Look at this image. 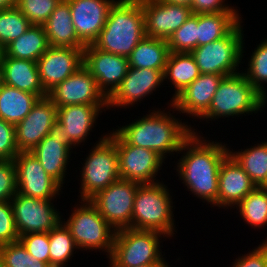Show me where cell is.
<instances>
[{
  "instance_id": "cell-1",
  "label": "cell",
  "mask_w": 267,
  "mask_h": 267,
  "mask_svg": "<svg viewBox=\"0 0 267 267\" xmlns=\"http://www.w3.org/2000/svg\"><path fill=\"white\" fill-rule=\"evenodd\" d=\"M196 133L182 144L179 152L185 153L178 160L177 171L189 191L217 206L219 169L230 149L221 142L203 140Z\"/></svg>"
},
{
  "instance_id": "cell-2",
  "label": "cell",
  "mask_w": 267,
  "mask_h": 267,
  "mask_svg": "<svg viewBox=\"0 0 267 267\" xmlns=\"http://www.w3.org/2000/svg\"><path fill=\"white\" fill-rule=\"evenodd\" d=\"M190 126V127H189ZM180 122L172 114L155 111L115 131L130 145L156 152L163 159L181 149L182 144L195 132L191 125Z\"/></svg>"
},
{
  "instance_id": "cell-3",
  "label": "cell",
  "mask_w": 267,
  "mask_h": 267,
  "mask_svg": "<svg viewBox=\"0 0 267 267\" xmlns=\"http://www.w3.org/2000/svg\"><path fill=\"white\" fill-rule=\"evenodd\" d=\"M145 36L141 1L116 0L104 28L92 45L102 51L128 58Z\"/></svg>"
},
{
  "instance_id": "cell-4",
  "label": "cell",
  "mask_w": 267,
  "mask_h": 267,
  "mask_svg": "<svg viewBox=\"0 0 267 267\" xmlns=\"http://www.w3.org/2000/svg\"><path fill=\"white\" fill-rule=\"evenodd\" d=\"M172 196L164 183L140 184L134 198L131 228L174 234Z\"/></svg>"
},
{
  "instance_id": "cell-5",
  "label": "cell",
  "mask_w": 267,
  "mask_h": 267,
  "mask_svg": "<svg viewBox=\"0 0 267 267\" xmlns=\"http://www.w3.org/2000/svg\"><path fill=\"white\" fill-rule=\"evenodd\" d=\"M266 103V99L247 81L243 72H239L221 80L208 111L200 119L214 120L256 113Z\"/></svg>"
},
{
  "instance_id": "cell-6",
  "label": "cell",
  "mask_w": 267,
  "mask_h": 267,
  "mask_svg": "<svg viewBox=\"0 0 267 267\" xmlns=\"http://www.w3.org/2000/svg\"><path fill=\"white\" fill-rule=\"evenodd\" d=\"M151 230L125 228L116 231L110 259L111 267H138L161 262L160 237Z\"/></svg>"
},
{
  "instance_id": "cell-7",
  "label": "cell",
  "mask_w": 267,
  "mask_h": 267,
  "mask_svg": "<svg viewBox=\"0 0 267 267\" xmlns=\"http://www.w3.org/2000/svg\"><path fill=\"white\" fill-rule=\"evenodd\" d=\"M72 212L64 222L78 249L102 250L111 255L116 230L100 215L97 208L89 201Z\"/></svg>"
},
{
  "instance_id": "cell-8",
  "label": "cell",
  "mask_w": 267,
  "mask_h": 267,
  "mask_svg": "<svg viewBox=\"0 0 267 267\" xmlns=\"http://www.w3.org/2000/svg\"><path fill=\"white\" fill-rule=\"evenodd\" d=\"M241 22L225 37L196 47L190 52L196 60L200 74H219L226 77L239 73L237 70L244 53Z\"/></svg>"
},
{
  "instance_id": "cell-9",
  "label": "cell",
  "mask_w": 267,
  "mask_h": 267,
  "mask_svg": "<svg viewBox=\"0 0 267 267\" xmlns=\"http://www.w3.org/2000/svg\"><path fill=\"white\" fill-rule=\"evenodd\" d=\"M81 201L90 200L99 191L120 179L116 144L104 135L91 149L81 170Z\"/></svg>"
},
{
  "instance_id": "cell-10",
  "label": "cell",
  "mask_w": 267,
  "mask_h": 267,
  "mask_svg": "<svg viewBox=\"0 0 267 267\" xmlns=\"http://www.w3.org/2000/svg\"><path fill=\"white\" fill-rule=\"evenodd\" d=\"M108 136L114 141L118 151L120 179L140 184L159 182L155 177L164 162L160 155L152 150L128 144L114 129Z\"/></svg>"
},
{
  "instance_id": "cell-11",
  "label": "cell",
  "mask_w": 267,
  "mask_h": 267,
  "mask_svg": "<svg viewBox=\"0 0 267 267\" xmlns=\"http://www.w3.org/2000/svg\"><path fill=\"white\" fill-rule=\"evenodd\" d=\"M140 183L119 179L89 201L116 230L131 228L134 198Z\"/></svg>"
},
{
  "instance_id": "cell-12",
  "label": "cell",
  "mask_w": 267,
  "mask_h": 267,
  "mask_svg": "<svg viewBox=\"0 0 267 267\" xmlns=\"http://www.w3.org/2000/svg\"><path fill=\"white\" fill-rule=\"evenodd\" d=\"M52 199L27 197L16 193L10 200L19 236L29 233L50 232L61 216Z\"/></svg>"
},
{
  "instance_id": "cell-13",
  "label": "cell",
  "mask_w": 267,
  "mask_h": 267,
  "mask_svg": "<svg viewBox=\"0 0 267 267\" xmlns=\"http://www.w3.org/2000/svg\"><path fill=\"white\" fill-rule=\"evenodd\" d=\"M47 96L56 107L78 104L108 105V98L98 88L96 79L84 65L51 89Z\"/></svg>"
},
{
  "instance_id": "cell-14",
  "label": "cell",
  "mask_w": 267,
  "mask_h": 267,
  "mask_svg": "<svg viewBox=\"0 0 267 267\" xmlns=\"http://www.w3.org/2000/svg\"><path fill=\"white\" fill-rule=\"evenodd\" d=\"M17 193L44 200L60 195L61 185L50 177L32 152H19L14 158Z\"/></svg>"
},
{
  "instance_id": "cell-15",
  "label": "cell",
  "mask_w": 267,
  "mask_h": 267,
  "mask_svg": "<svg viewBox=\"0 0 267 267\" xmlns=\"http://www.w3.org/2000/svg\"><path fill=\"white\" fill-rule=\"evenodd\" d=\"M84 64V48L49 47L37 61L40 83L46 93Z\"/></svg>"
},
{
  "instance_id": "cell-16",
  "label": "cell",
  "mask_w": 267,
  "mask_h": 267,
  "mask_svg": "<svg viewBox=\"0 0 267 267\" xmlns=\"http://www.w3.org/2000/svg\"><path fill=\"white\" fill-rule=\"evenodd\" d=\"M57 120V107L48 96L38 98L30 113L15 126L19 152H31L49 133Z\"/></svg>"
},
{
  "instance_id": "cell-17",
  "label": "cell",
  "mask_w": 267,
  "mask_h": 267,
  "mask_svg": "<svg viewBox=\"0 0 267 267\" xmlns=\"http://www.w3.org/2000/svg\"><path fill=\"white\" fill-rule=\"evenodd\" d=\"M96 79L98 88L108 98L126 76L129 62L127 57L102 51L92 44L84 47V64Z\"/></svg>"
},
{
  "instance_id": "cell-18",
  "label": "cell",
  "mask_w": 267,
  "mask_h": 267,
  "mask_svg": "<svg viewBox=\"0 0 267 267\" xmlns=\"http://www.w3.org/2000/svg\"><path fill=\"white\" fill-rule=\"evenodd\" d=\"M63 125L56 120L48 135L31 151L47 174L61 186L67 172L70 150L75 146L67 134L62 132Z\"/></svg>"
},
{
  "instance_id": "cell-19",
  "label": "cell",
  "mask_w": 267,
  "mask_h": 267,
  "mask_svg": "<svg viewBox=\"0 0 267 267\" xmlns=\"http://www.w3.org/2000/svg\"><path fill=\"white\" fill-rule=\"evenodd\" d=\"M146 37L168 38L189 18L191 8L162 0H140Z\"/></svg>"
},
{
  "instance_id": "cell-20",
  "label": "cell",
  "mask_w": 267,
  "mask_h": 267,
  "mask_svg": "<svg viewBox=\"0 0 267 267\" xmlns=\"http://www.w3.org/2000/svg\"><path fill=\"white\" fill-rule=\"evenodd\" d=\"M164 81L163 72L149 68L129 67L120 85L108 97V109L127 108L153 93Z\"/></svg>"
},
{
  "instance_id": "cell-21",
  "label": "cell",
  "mask_w": 267,
  "mask_h": 267,
  "mask_svg": "<svg viewBox=\"0 0 267 267\" xmlns=\"http://www.w3.org/2000/svg\"><path fill=\"white\" fill-rule=\"evenodd\" d=\"M69 3L72 22L78 38L92 44L104 28L115 0H66Z\"/></svg>"
},
{
  "instance_id": "cell-22",
  "label": "cell",
  "mask_w": 267,
  "mask_h": 267,
  "mask_svg": "<svg viewBox=\"0 0 267 267\" xmlns=\"http://www.w3.org/2000/svg\"><path fill=\"white\" fill-rule=\"evenodd\" d=\"M225 76L219 74H200L191 84L180 92L170 103L181 113L201 118L209 109L212 98Z\"/></svg>"
},
{
  "instance_id": "cell-23",
  "label": "cell",
  "mask_w": 267,
  "mask_h": 267,
  "mask_svg": "<svg viewBox=\"0 0 267 267\" xmlns=\"http://www.w3.org/2000/svg\"><path fill=\"white\" fill-rule=\"evenodd\" d=\"M256 187L249 175L228 154L219 169L217 207L238 205Z\"/></svg>"
},
{
  "instance_id": "cell-24",
  "label": "cell",
  "mask_w": 267,
  "mask_h": 267,
  "mask_svg": "<svg viewBox=\"0 0 267 267\" xmlns=\"http://www.w3.org/2000/svg\"><path fill=\"white\" fill-rule=\"evenodd\" d=\"M105 107L108 109V105L84 104L57 107V120L63 125L62 132L67 134L75 146L82 143Z\"/></svg>"
},
{
  "instance_id": "cell-25",
  "label": "cell",
  "mask_w": 267,
  "mask_h": 267,
  "mask_svg": "<svg viewBox=\"0 0 267 267\" xmlns=\"http://www.w3.org/2000/svg\"><path fill=\"white\" fill-rule=\"evenodd\" d=\"M0 61L4 84L36 94L39 98L47 96L40 83L36 61L11 58L7 55H1Z\"/></svg>"
},
{
  "instance_id": "cell-26",
  "label": "cell",
  "mask_w": 267,
  "mask_h": 267,
  "mask_svg": "<svg viewBox=\"0 0 267 267\" xmlns=\"http://www.w3.org/2000/svg\"><path fill=\"white\" fill-rule=\"evenodd\" d=\"M43 26L51 47L84 48L86 46L75 32L70 6L66 0L60 1Z\"/></svg>"
},
{
  "instance_id": "cell-27",
  "label": "cell",
  "mask_w": 267,
  "mask_h": 267,
  "mask_svg": "<svg viewBox=\"0 0 267 267\" xmlns=\"http://www.w3.org/2000/svg\"><path fill=\"white\" fill-rule=\"evenodd\" d=\"M49 47L44 26L31 25L20 37L7 44L1 55L37 62Z\"/></svg>"
},
{
  "instance_id": "cell-28",
  "label": "cell",
  "mask_w": 267,
  "mask_h": 267,
  "mask_svg": "<svg viewBox=\"0 0 267 267\" xmlns=\"http://www.w3.org/2000/svg\"><path fill=\"white\" fill-rule=\"evenodd\" d=\"M169 54L167 40L145 36L128 57L129 67L156 69L164 73Z\"/></svg>"
},
{
  "instance_id": "cell-29",
  "label": "cell",
  "mask_w": 267,
  "mask_h": 267,
  "mask_svg": "<svg viewBox=\"0 0 267 267\" xmlns=\"http://www.w3.org/2000/svg\"><path fill=\"white\" fill-rule=\"evenodd\" d=\"M38 98L36 94L3 83L0 87V118L16 126L30 113Z\"/></svg>"
},
{
  "instance_id": "cell-30",
  "label": "cell",
  "mask_w": 267,
  "mask_h": 267,
  "mask_svg": "<svg viewBox=\"0 0 267 267\" xmlns=\"http://www.w3.org/2000/svg\"><path fill=\"white\" fill-rule=\"evenodd\" d=\"M200 75L194 56L190 52H170L164 69V79L170 80L175 93L170 102Z\"/></svg>"
},
{
  "instance_id": "cell-31",
  "label": "cell",
  "mask_w": 267,
  "mask_h": 267,
  "mask_svg": "<svg viewBox=\"0 0 267 267\" xmlns=\"http://www.w3.org/2000/svg\"><path fill=\"white\" fill-rule=\"evenodd\" d=\"M240 21L238 12L198 14V47L225 37Z\"/></svg>"
},
{
  "instance_id": "cell-32",
  "label": "cell",
  "mask_w": 267,
  "mask_h": 267,
  "mask_svg": "<svg viewBox=\"0 0 267 267\" xmlns=\"http://www.w3.org/2000/svg\"><path fill=\"white\" fill-rule=\"evenodd\" d=\"M229 154L249 175L257 187H264L267 184V141L257 146Z\"/></svg>"
},
{
  "instance_id": "cell-33",
  "label": "cell",
  "mask_w": 267,
  "mask_h": 267,
  "mask_svg": "<svg viewBox=\"0 0 267 267\" xmlns=\"http://www.w3.org/2000/svg\"><path fill=\"white\" fill-rule=\"evenodd\" d=\"M60 221L49 232V256L51 267H64L70 260L77 245L68 228Z\"/></svg>"
},
{
  "instance_id": "cell-34",
  "label": "cell",
  "mask_w": 267,
  "mask_h": 267,
  "mask_svg": "<svg viewBox=\"0 0 267 267\" xmlns=\"http://www.w3.org/2000/svg\"><path fill=\"white\" fill-rule=\"evenodd\" d=\"M240 216L251 227L267 225V190L256 187L237 206Z\"/></svg>"
},
{
  "instance_id": "cell-35",
  "label": "cell",
  "mask_w": 267,
  "mask_h": 267,
  "mask_svg": "<svg viewBox=\"0 0 267 267\" xmlns=\"http://www.w3.org/2000/svg\"><path fill=\"white\" fill-rule=\"evenodd\" d=\"M31 22L17 8L0 10V48L20 37L31 26Z\"/></svg>"
},
{
  "instance_id": "cell-36",
  "label": "cell",
  "mask_w": 267,
  "mask_h": 267,
  "mask_svg": "<svg viewBox=\"0 0 267 267\" xmlns=\"http://www.w3.org/2000/svg\"><path fill=\"white\" fill-rule=\"evenodd\" d=\"M254 50L248 62L249 68L243 74L247 81L266 99V89L263 85L267 83V39L262 40Z\"/></svg>"
},
{
  "instance_id": "cell-37",
  "label": "cell",
  "mask_w": 267,
  "mask_h": 267,
  "mask_svg": "<svg viewBox=\"0 0 267 267\" xmlns=\"http://www.w3.org/2000/svg\"><path fill=\"white\" fill-rule=\"evenodd\" d=\"M198 14L189 18L168 38L170 52H192L198 47L197 38Z\"/></svg>"
},
{
  "instance_id": "cell-38",
  "label": "cell",
  "mask_w": 267,
  "mask_h": 267,
  "mask_svg": "<svg viewBox=\"0 0 267 267\" xmlns=\"http://www.w3.org/2000/svg\"><path fill=\"white\" fill-rule=\"evenodd\" d=\"M5 267H51L48 263L32 257L18 240L0 246Z\"/></svg>"
},
{
  "instance_id": "cell-39",
  "label": "cell",
  "mask_w": 267,
  "mask_h": 267,
  "mask_svg": "<svg viewBox=\"0 0 267 267\" xmlns=\"http://www.w3.org/2000/svg\"><path fill=\"white\" fill-rule=\"evenodd\" d=\"M61 0H17V8L32 25H44Z\"/></svg>"
},
{
  "instance_id": "cell-40",
  "label": "cell",
  "mask_w": 267,
  "mask_h": 267,
  "mask_svg": "<svg viewBox=\"0 0 267 267\" xmlns=\"http://www.w3.org/2000/svg\"><path fill=\"white\" fill-rule=\"evenodd\" d=\"M19 241L32 257L50 265L49 232L24 234L19 236Z\"/></svg>"
},
{
  "instance_id": "cell-41",
  "label": "cell",
  "mask_w": 267,
  "mask_h": 267,
  "mask_svg": "<svg viewBox=\"0 0 267 267\" xmlns=\"http://www.w3.org/2000/svg\"><path fill=\"white\" fill-rule=\"evenodd\" d=\"M19 240L10 201H0V246Z\"/></svg>"
},
{
  "instance_id": "cell-42",
  "label": "cell",
  "mask_w": 267,
  "mask_h": 267,
  "mask_svg": "<svg viewBox=\"0 0 267 267\" xmlns=\"http://www.w3.org/2000/svg\"><path fill=\"white\" fill-rule=\"evenodd\" d=\"M17 193L14 160H0V201H10Z\"/></svg>"
},
{
  "instance_id": "cell-43",
  "label": "cell",
  "mask_w": 267,
  "mask_h": 267,
  "mask_svg": "<svg viewBox=\"0 0 267 267\" xmlns=\"http://www.w3.org/2000/svg\"><path fill=\"white\" fill-rule=\"evenodd\" d=\"M18 154L15 126L0 118V160H14Z\"/></svg>"
},
{
  "instance_id": "cell-44",
  "label": "cell",
  "mask_w": 267,
  "mask_h": 267,
  "mask_svg": "<svg viewBox=\"0 0 267 267\" xmlns=\"http://www.w3.org/2000/svg\"><path fill=\"white\" fill-rule=\"evenodd\" d=\"M250 252L238 257L232 267H267V239Z\"/></svg>"
},
{
  "instance_id": "cell-45",
  "label": "cell",
  "mask_w": 267,
  "mask_h": 267,
  "mask_svg": "<svg viewBox=\"0 0 267 267\" xmlns=\"http://www.w3.org/2000/svg\"><path fill=\"white\" fill-rule=\"evenodd\" d=\"M225 0H192L191 11L193 14H206L218 12H237L238 9L226 5Z\"/></svg>"
},
{
  "instance_id": "cell-46",
  "label": "cell",
  "mask_w": 267,
  "mask_h": 267,
  "mask_svg": "<svg viewBox=\"0 0 267 267\" xmlns=\"http://www.w3.org/2000/svg\"><path fill=\"white\" fill-rule=\"evenodd\" d=\"M17 6V0H0L1 9H11Z\"/></svg>"
},
{
  "instance_id": "cell-47",
  "label": "cell",
  "mask_w": 267,
  "mask_h": 267,
  "mask_svg": "<svg viewBox=\"0 0 267 267\" xmlns=\"http://www.w3.org/2000/svg\"><path fill=\"white\" fill-rule=\"evenodd\" d=\"M171 4L185 6L191 8L192 0H162Z\"/></svg>"
},
{
  "instance_id": "cell-48",
  "label": "cell",
  "mask_w": 267,
  "mask_h": 267,
  "mask_svg": "<svg viewBox=\"0 0 267 267\" xmlns=\"http://www.w3.org/2000/svg\"><path fill=\"white\" fill-rule=\"evenodd\" d=\"M138 267H170V266H168L165 259H163L161 262H158V263L146 264V265H142V266H138Z\"/></svg>"
},
{
  "instance_id": "cell-49",
  "label": "cell",
  "mask_w": 267,
  "mask_h": 267,
  "mask_svg": "<svg viewBox=\"0 0 267 267\" xmlns=\"http://www.w3.org/2000/svg\"><path fill=\"white\" fill-rule=\"evenodd\" d=\"M3 84V75H2V66H1V61H0V87Z\"/></svg>"
},
{
  "instance_id": "cell-50",
  "label": "cell",
  "mask_w": 267,
  "mask_h": 267,
  "mask_svg": "<svg viewBox=\"0 0 267 267\" xmlns=\"http://www.w3.org/2000/svg\"><path fill=\"white\" fill-rule=\"evenodd\" d=\"M0 267H5L4 260H3L2 254H1V251H0Z\"/></svg>"
}]
</instances>
